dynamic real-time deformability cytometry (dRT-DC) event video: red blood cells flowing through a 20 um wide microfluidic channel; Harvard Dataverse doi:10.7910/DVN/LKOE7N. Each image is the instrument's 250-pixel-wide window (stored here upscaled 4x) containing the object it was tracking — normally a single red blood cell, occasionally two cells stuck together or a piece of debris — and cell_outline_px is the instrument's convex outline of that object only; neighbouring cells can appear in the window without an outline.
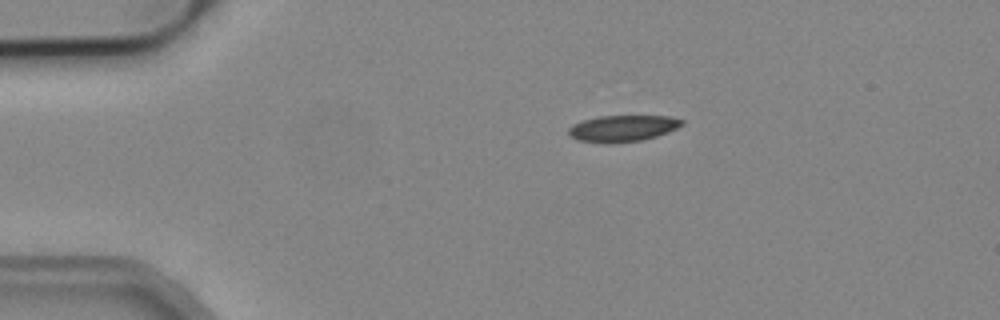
{"species": "common noctule bat (a hibernating species)", "species_latin": "Nyctalus noctula", "temperature_condition": "cold", "stored_images_in_passage": 43, "camera_frame_rate_fps": 3000, "um_per_image_px": 0.085, "animal": {"sex": "male", "body_mass_g": 19.2, "forearm_length_mm": 51.8}, "frame": {"image": 1, "passage_image": 1, "time_ms": 0.0, "image_size_px": [1000, 320], "cell_outline_px": [[684, 124], [668, 132], [656, 136], [640, 140], [608, 144], [576, 140], [568, 132], [568, 128], [572, 124], [596, 116], [672, 116], [684, 120]], "centroid_in_image_um": [52.92, 10.91], "position_along_channel_um": 32.1, "area_um2": 17.51}}
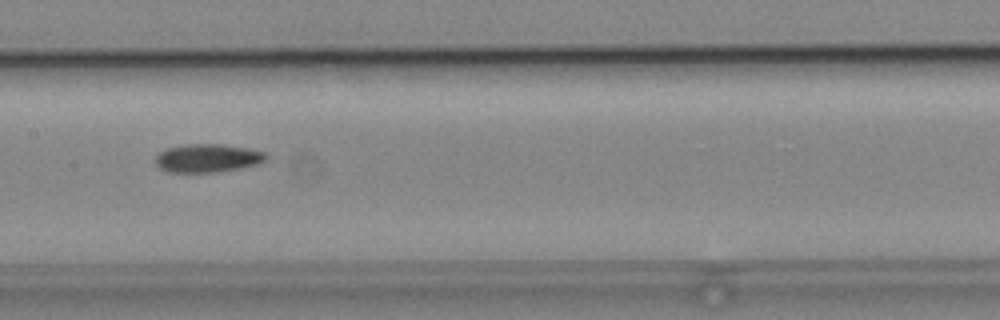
{"frame": {"image": 2, "passage_image": 17, "time_ms": 5.333, "image_size_px": [1000, 320], "cell_outline_px": [[268, 156], [264, 160], [256, 164], [240, 168], [216, 172], [168, 172], [160, 168], [156, 164], [156, 156], [160, 152], [168, 148], [184, 144], [220, 144], [248, 148], [264, 152]], "centroid_in_image_um": [17.63, 13.44], "position_along_channel_um": 189.8, "area_um2": 18.09}}
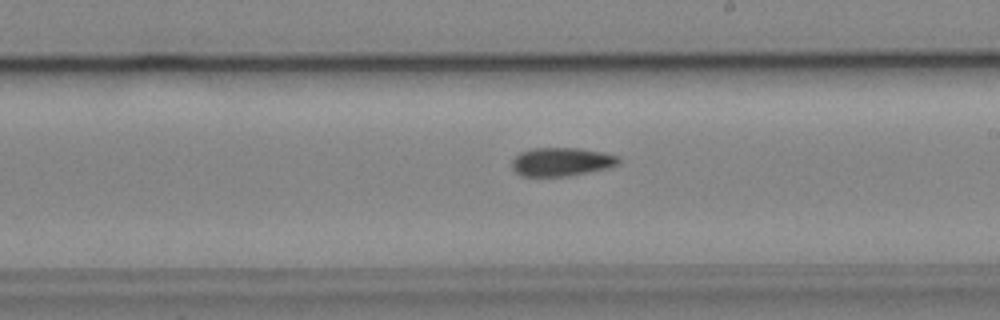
{"frame": {"image": 3, "passage_image": 21, "time_ms": 6.667, "image_size_px": [1000, 320], "cell_outline_px": [[620, 164], [608, 168], [568, 176], [520, 176], [512, 168], [512, 160], [520, 152], [532, 148], [580, 148], [604, 152], [620, 156]], "centroid_in_image_um": [47.75, 13.75], "position_along_channel_um": 241.2, "area_um2": 17.92}, "authors_computed_cell_mechanics": {"area_um2": 17.918, "velocity_mm_per_s": 3.8799, "shape_relaxation_time_tau1_ms": null, "shape_relaxation_time_tau2_ms": 6.0372, "deformation_change_tau1": null, "deformation_change_tau2": 0.1219}}